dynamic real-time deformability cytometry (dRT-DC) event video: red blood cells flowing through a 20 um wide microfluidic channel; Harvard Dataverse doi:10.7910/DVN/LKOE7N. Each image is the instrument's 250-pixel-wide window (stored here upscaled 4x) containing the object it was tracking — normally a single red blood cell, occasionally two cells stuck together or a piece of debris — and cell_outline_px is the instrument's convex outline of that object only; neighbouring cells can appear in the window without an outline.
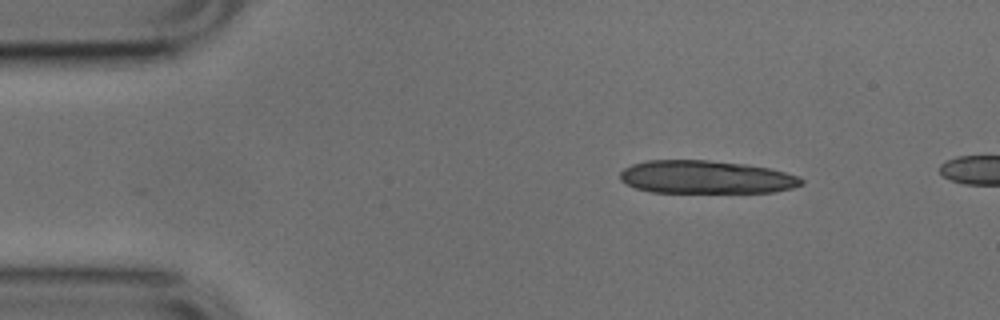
{"species": "common noctule bat (a hibernating species)", "species_latin": "Nyctalus noctula", "temperature_condition": "cold", "stored_images_in_passage": 12, "camera_frame_rate_fps": 3000, "um_per_image_px": 0.085, "animal": {"sex": "male", "body_mass_g": 17.9, "forearm_length_mm": 54.2}, "frame": {"image": 1, "passage_image": 6, "time_ms": 1.667, "image_size_px": [1000, 320], "cell_outline_px": [[804, 184], [792, 188], [772, 192], [652, 192], [636, 188], [620, 180], [620, 172], [624, 168], [632, 164], [648, 160], [708, 160], [744, 164], [772, 168], [800, 176], [804, 180]], "centroid_in_image_um": [60.04, 15.05], "position_along_channel_um": 25.0, "area_um2": 35.03}}